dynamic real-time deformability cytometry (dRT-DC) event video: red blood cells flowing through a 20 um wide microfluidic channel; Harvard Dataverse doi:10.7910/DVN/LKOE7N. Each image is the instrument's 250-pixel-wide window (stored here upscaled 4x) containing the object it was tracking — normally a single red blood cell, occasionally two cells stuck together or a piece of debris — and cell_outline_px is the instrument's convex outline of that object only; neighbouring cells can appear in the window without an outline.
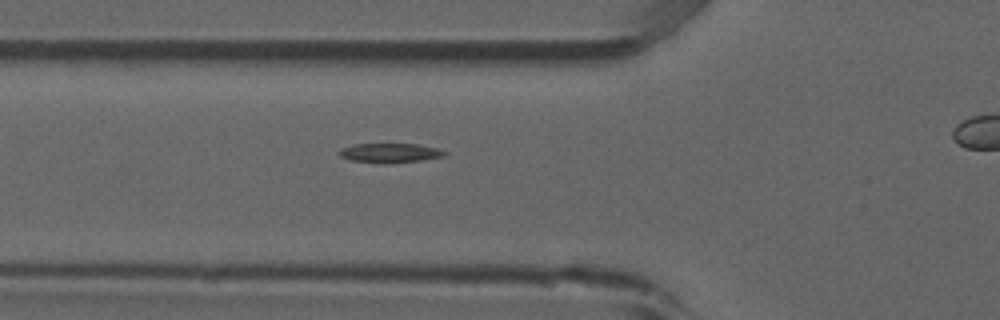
{"species": "common noctule bat (a hibernating species)", "species_latin": "Nyctalus noctula", "temperature_condition": "room temperature", "stored_images_in_passage": 5, "camera_frame_rate_fps": 3000, "um_per_image_px": 0.085, "animal": {"sex": "male", "forearm_length_mm": 52.5}, "frame": {"image": 1, "passage_image": 5, "time_ms": 1.333, "image_size_px": [1000, 320], "cell_outline_px": [[448, 152], [444, 156], [420, 160], [388, 164], [384, 164], [352, 160], [340, 156], [336, 152], [340, 148], [356, 144], [416, 144], [436, 148]], "centroid_in_image_um": [33.1, 13.0], "position_along_channel_um": 92.7, "area_um2": 11.91}}